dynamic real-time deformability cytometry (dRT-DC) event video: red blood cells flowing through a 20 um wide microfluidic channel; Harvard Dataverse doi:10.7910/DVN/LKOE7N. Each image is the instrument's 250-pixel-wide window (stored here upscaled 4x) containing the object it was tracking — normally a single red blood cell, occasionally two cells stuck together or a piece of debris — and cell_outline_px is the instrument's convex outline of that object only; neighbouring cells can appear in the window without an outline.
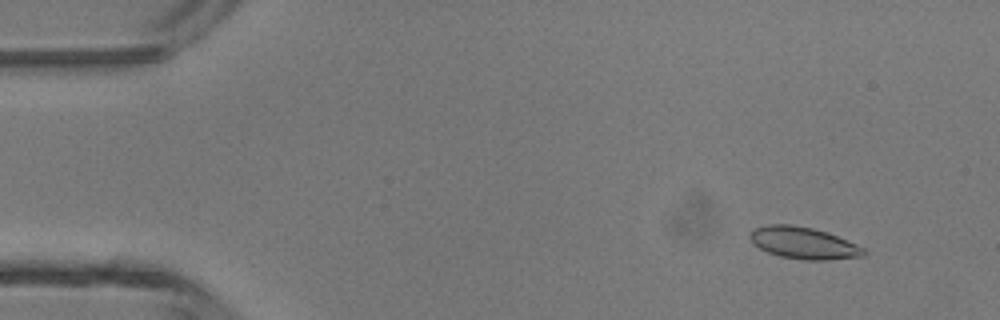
{"species": "common noctule bat (a hibernating species)", "species_latin": "Nyctalus noctula", "temperature_condition": "room temperature", "stored_images_in_passage": 5, "camera_frame_rate_fps": 3000, "um_per_image_px": 0.085, "animal": {"sex": "male", "body_mass_g": 13.3}, "frame": {"image": 1, "passage_image": 2, "time_ms": 0.333, "image_size_px": [1000, 320], "cell_outline_px": [[868, 252], [864, 256], [828, 260], [804, 260], [780, 256], [768, 252], [752, 244], [748, 236], [756, 228], [768, 224], [792, 224], [812, 228], [828, 232], [856, 244], [864, 248]], "centroid_in_image_um": [68.31, 20.66], "position_along_channel_um": 16.7, "area_um2": 21.21}}
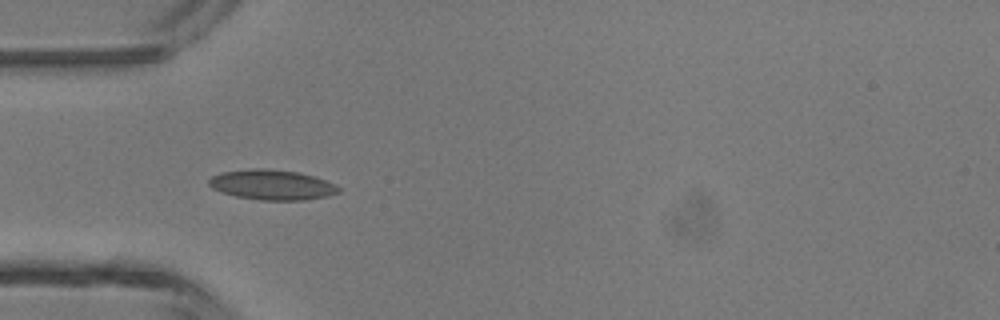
{"frame": {"image": 2, "passage_image": 4, "time_ms": 1.0, "image_size_px": [1000, 320], "cell_outline_px": [[340, 192], [328, 196], [304, 200], [260, 200], [236, 196], [220, 192], [212, 188], [208, 184], [208, 180], [212, 176], [220, 172], [252, 168], [264, 168], [296, 172], [312, 176], [336, 184], [340, 188]], "centroid_in_image_um": [23.09, 15.71], "position_along_channel_um": 61.9, "area_um2": 22.77}}
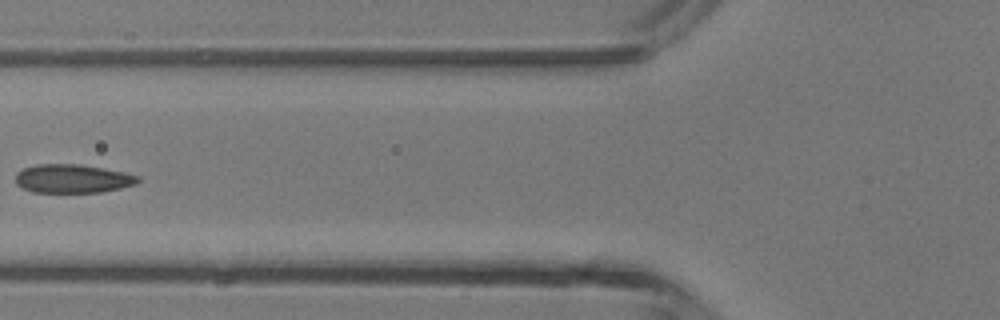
{"frame": {"image": 3, "passage_image": 5, "time_ms": 1.333, "image_size_px": [1000, 320], "cell_outline_px": [[140, 180], [136, 184], [120, 188], [100, 192], [32, 192], [16, 184], [16, 172], [24, 168], [36, 164], [80, 164], [124, 172], [140, 176]], "centroid_in_image_um": [6.17, 15.18], "position_along_channel_um": 119.6, "area_um2": 20.4}}